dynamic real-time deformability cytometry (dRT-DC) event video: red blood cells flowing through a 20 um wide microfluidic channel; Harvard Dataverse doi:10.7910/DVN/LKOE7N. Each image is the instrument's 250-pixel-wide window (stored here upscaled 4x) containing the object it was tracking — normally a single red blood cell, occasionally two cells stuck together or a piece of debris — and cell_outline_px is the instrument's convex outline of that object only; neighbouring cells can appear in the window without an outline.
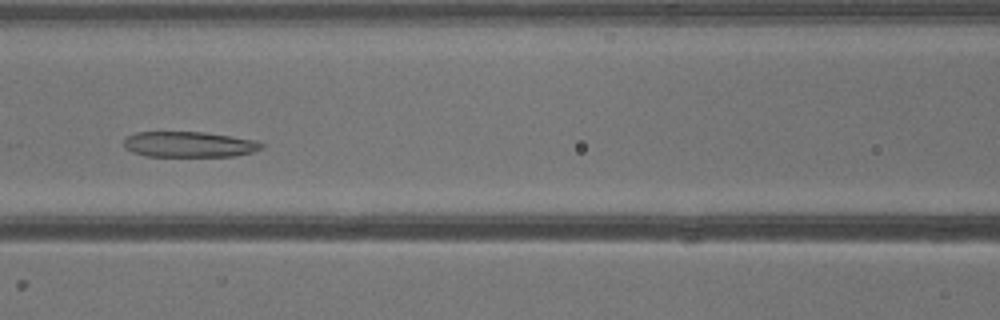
{"species": "common noctule bat (a hibernating species)", "species_latin": "Nyctalus noctula", "temperature_condition": "warm", "stored_images_in_passage": 41, "camera_frame_rate_fps": 3000, "um_per_image_px": 0.085, "animal": {"sex": "male", "body_mass_g": 13.3}, "frame": {"image": 1, "passage_image": 18, "time_ms": 5.667, "image_size_px": [1000, 320], "cell_outline_px": [[264, 148], [252, 152], [236, 156], [144, 156], [132, 152], [124, 148], [124, 140], [128, 136], [136, 132], [204, 132], [260, 140], [264, 144]], "centroid_in_image_um": [16.12, 12.27], "position_along_channel_um": 150.5, "area_um2": 20.81}}
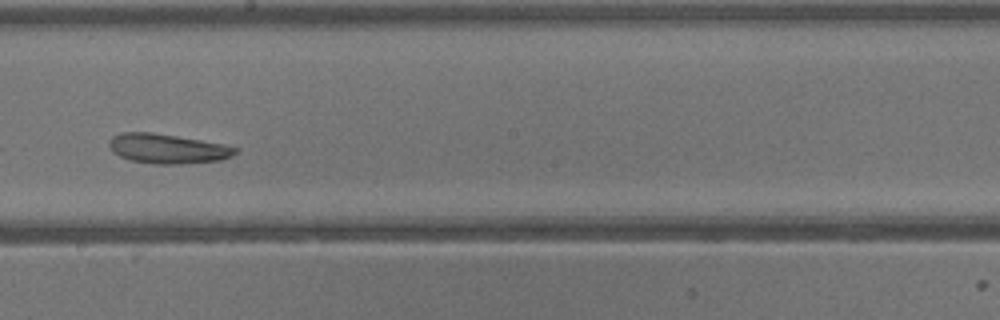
{"frame": {"image": 2, "passage_image": 23, "time_ms": 7.333, "image_size_px": [1000, 320], "cell_outline_px": [[240, 148], [232, 156], [220, 160], [180, 164], [156, 164], [132, 160], [120, 156], [112, 152], [108, 144], [108, 140], [112, 136], [120, 132], [152, 132], [224, 144]], "centroid_in_image_um": [14.22, 12.63], "position_along_channel_um": 234.0, "area_um2": 21.79}}
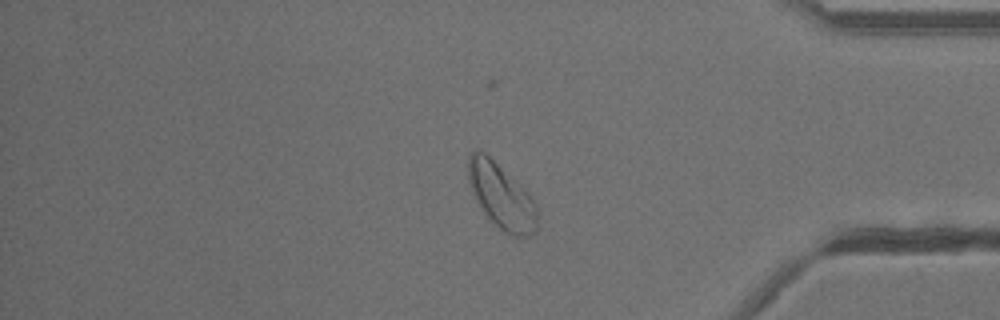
{"frame": {"image": 3, "passage_image": 34, "time_ms": 11.0, "image_size_px": [1000, 320], "cell_outline_px": [[536, 232], [528, 236], [512, 236], [504, 232], [492, 224], [476, 200], [472, 192], [468, 180], [468, 156], [476, 148], [484, 152], [524, 188], [528, 192], [536, 204]], "centroid_in_image_um": [42.6, 16.69], "position_along_channel_um": 392.6, "area_um2": 26.13}}